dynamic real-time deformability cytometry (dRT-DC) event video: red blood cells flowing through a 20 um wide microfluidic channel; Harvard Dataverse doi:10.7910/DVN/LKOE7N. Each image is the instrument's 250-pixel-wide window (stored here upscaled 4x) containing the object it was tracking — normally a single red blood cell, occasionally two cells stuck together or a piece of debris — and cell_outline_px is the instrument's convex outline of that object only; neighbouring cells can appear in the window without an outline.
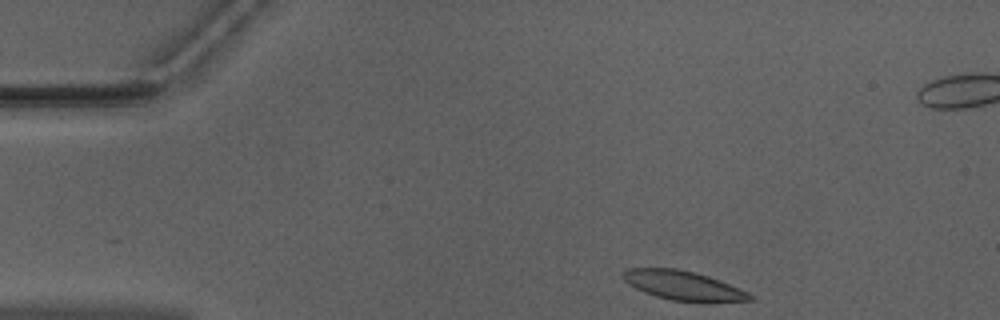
{"species": "Egyptian fruit bat (a non-hibernating species)", "species_latin": "Rousettus aegyptiacus", "temperature_condition": "warm", "stored_images_in_passage": 45, "camera_frame_rate_fps": 3000, "um_per_image_px": 0.085, "animal": {"sex": "male"}, "frame": {"image": 1, "passage_image": 1, "time_ms": 0.0, "image_size_px": [1000, 320], "cell_outline_px": [[752, 300], [672, 300], [656, 296], [644, 292], [628, 284], [620, 276], [628, 268], [676, 268], [696, 272], [720, 280], [740, 288], [748, 292], [752, 296]], "centroid_in_image_um": [57.99, 24.22], "position_along_channel_um": 27.0, "area_um2": 20.98}}
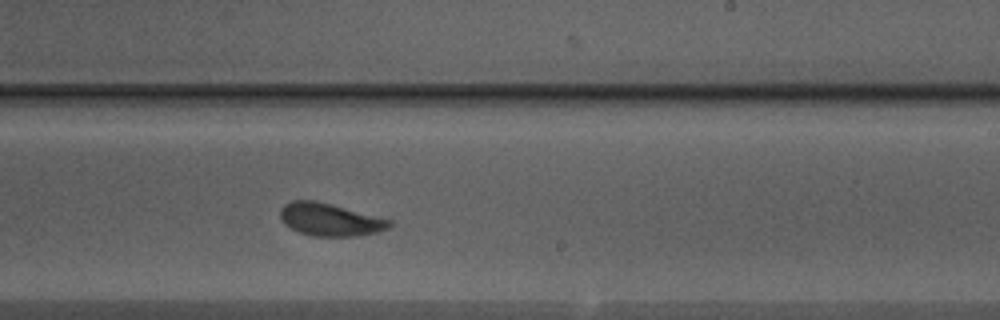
{"frame": {"image": 2, "passage_image": 24, "time_ms": 7.667, "image_size_px": [1000, 320], "cell_outline_px": [[392, 224], [388, 228], [376, 232], [360, 236], [312, 236], [300, 232], [284, 224], [280, 220], [280, 208], [284, 204], [292, 200], [316, 200], [392, 220]], "centroid_in_image_um": [28.02, 18.66], "position_along_channel_um": 261.0, "area_um2": 20.81}}
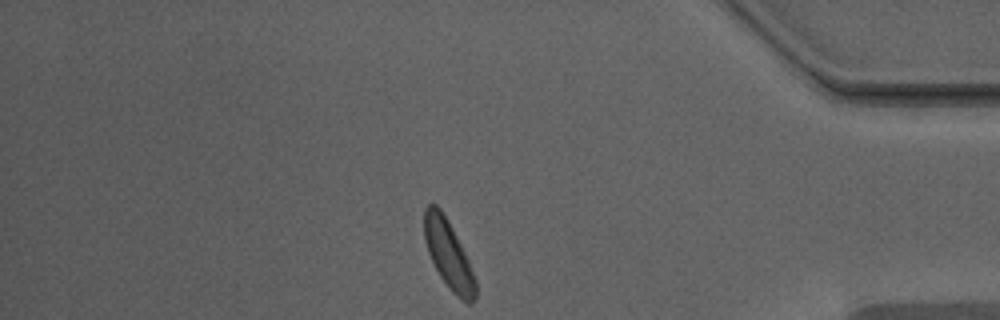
{"frame": {"image": 3, "passage_image": 37, "time_ms": 12.0, "image_size_px": [1000, 320], "cell_outline_px": [[476, 300], [472, 304], [468, 304], [460, 300], [452, 292], [440, 276], [428, 252], [424, 240], [424, 208], [428, 204], [436, 204], [440, 208], [448, 220], [468, 260], [476, 280]], "centroid_in_image_um": [38.12, 21.66], "position_along_channel_um": 397.1, "area_um2": 20.35}, "authors_computed_cell_mechanics": {"area_um2": 20.808, "velocity_mm_per_s": 3.929, "shape_relaxation_time_tau1_ms": 9.6754, "shape_relaxation_time_tau2_ms": 1.2364, "deformation_change_tau1": 0.2102, "deformation_change_tau2": 0.0761}}